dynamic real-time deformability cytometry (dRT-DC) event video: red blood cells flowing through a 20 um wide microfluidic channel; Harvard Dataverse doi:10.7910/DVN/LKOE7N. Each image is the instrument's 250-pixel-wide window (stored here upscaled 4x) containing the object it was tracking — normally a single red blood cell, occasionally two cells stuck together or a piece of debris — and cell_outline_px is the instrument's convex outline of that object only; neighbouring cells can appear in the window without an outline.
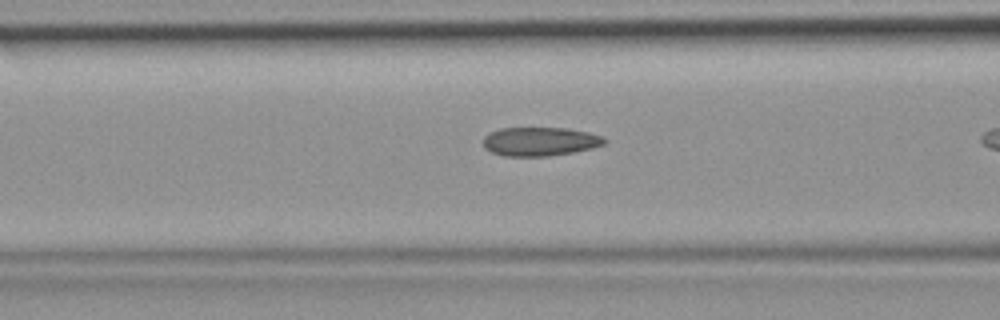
{"species": "common noctule bat (a hibernating species)", "species_latin": "Nyctalus noctula", "temperature_condition": "room temperature", "stored_images_in_passage": 17, "camera_frame_rate_fps": 3000, "um_per_image_px": 0.085, "animal": {"sex": "female", "body_mass_g": 19.9}, "frame": {"image": 1, "passage_image": 15, "time_ms": 4.667, "image_size_px": [1000, 320], "cell_outline_px": [[608, 140], [604, 144], [592, 148], [572, 152], [548, 156], [504, 156], [492, 152], [484, 148], [484, 136], [488, 132], [500, 128], [568, 128], [588, 132], [600, 136]], "centroid_in_image_um": [45.87, 12.02], "position_along_channel_um": 120.7, "area_um2": 20.35}}